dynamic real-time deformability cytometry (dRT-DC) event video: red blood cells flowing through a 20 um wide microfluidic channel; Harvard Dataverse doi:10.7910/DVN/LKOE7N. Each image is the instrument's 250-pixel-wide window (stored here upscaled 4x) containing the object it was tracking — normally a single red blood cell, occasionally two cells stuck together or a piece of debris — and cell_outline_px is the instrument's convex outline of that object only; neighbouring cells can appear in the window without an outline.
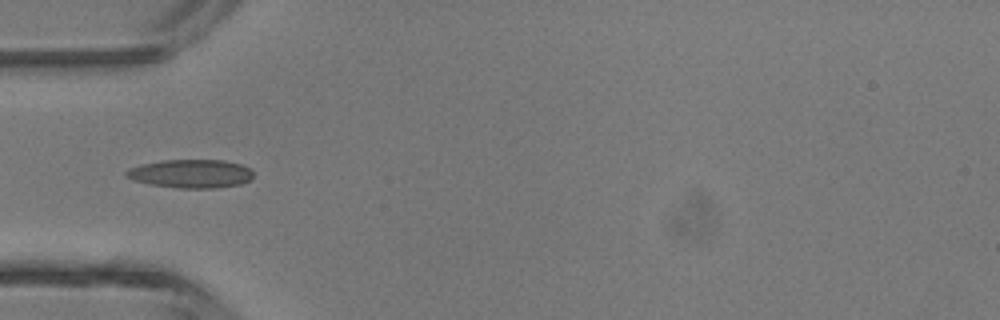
{"species": "common noctule bat (a hibernating species)", "species_latin": "Nyctalus noctula", "temperature_condition": "room temperature", "stored_images_in_passage": 4, "camera_frame_rate_fps": 3000, "um_per_image_px": 0.085, "animal": {"sex": "male", "body_mass_g": 13.3}, "frame": {"image": 1, "passage_image": 4, "time_ms": 3.333, "image_size_px": [1000, 320], "cell_outline_px": [[252, 180], [240, 184], [216, 188], [176, 188], [148, 184], [124, 176], [124, 172], [128, 168], [144, 164], [164, 160], [224, 160], [240, 164], [248, 168], [252, 172]], "centroid_in_image_um": [16.22, 14.77], "position_along_channel_um": 68.8, "area_um2": 21.1}}